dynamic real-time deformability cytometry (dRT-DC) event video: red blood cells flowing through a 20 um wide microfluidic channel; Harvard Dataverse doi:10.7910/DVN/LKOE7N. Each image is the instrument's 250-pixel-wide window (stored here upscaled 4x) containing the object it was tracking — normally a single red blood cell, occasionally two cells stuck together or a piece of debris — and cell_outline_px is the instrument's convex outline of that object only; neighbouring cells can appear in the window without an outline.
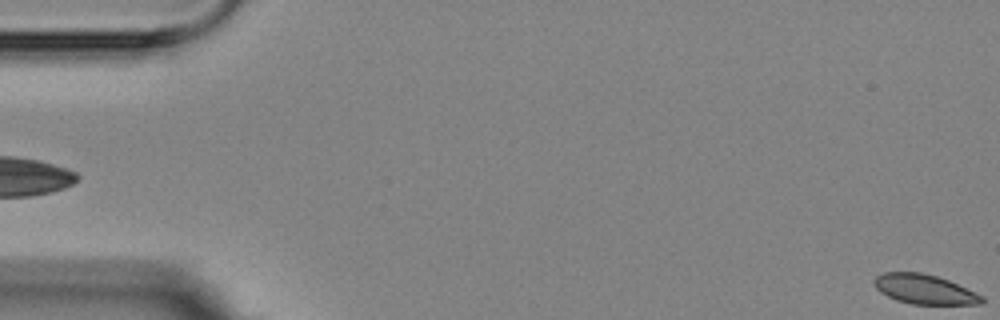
{"species": "Egyptian fruit bat (a non-hibernating species)", "species_latin": "Rousettus aegyptiacus", "temperature_condition": "room temperature", "stored_images_in_passage": 3, "segment_of_instrument_passage": [2, 2], "camera_frame_rate_fps": 3000, "um_per_image_px": 0.085, "animal": {"sex": "female"}, "frame": {"image": 1, "passage_image": 3, "time_ms": 2.333, "image_size_px": [1000, 320], "cell_outline_px": [[984, 304], [912, 304], [896, 300], [880, 292], [876, 288], [872, 280], [876, 276], [884, 272], [920, 272], [936, 276], [948, 280], [984, 296]], "centroid_in_image_um": [78.57, 24.59], "position_along_channel_um": 6.4, "area_um2": 18.55}}